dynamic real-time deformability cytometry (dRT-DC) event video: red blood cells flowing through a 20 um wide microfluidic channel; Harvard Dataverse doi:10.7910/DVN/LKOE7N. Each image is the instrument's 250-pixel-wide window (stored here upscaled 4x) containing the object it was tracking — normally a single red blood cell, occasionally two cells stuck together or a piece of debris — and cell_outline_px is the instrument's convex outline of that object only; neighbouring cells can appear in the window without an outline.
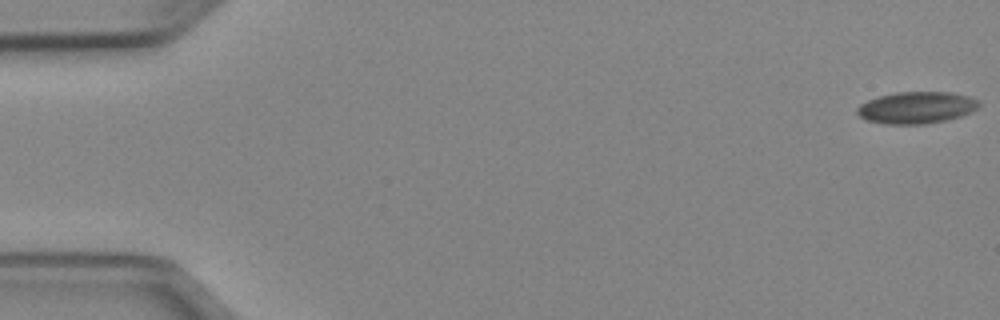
{"species": "Egyptian fruit bat (a non-hibernating species)", "species_latin": "Rousettus aegyptiacus", "temperature_condition": "cold", "stored_images_in_passage": 52, "camera_frame_rate_fps": 3000, "um_per_image_px": 0.085, "animal": {"sex": "female"}, "frame": {"image": 1, "passage_image": 1, "time_ms": 0.0, "image_size_px": [1000, 320], "cell_outline_px": [[980, 104], [972, 112], [960, 116], [944, 120], [924, 124], [884, 124], [864, 120], [856, 112], [856, 108], [860, 104], [868, 100], [880, 96], [896, 92], [952, 92], [968, 96], [980, 100]], "centroid_in_image_um": [77.89, 9.14], "position_along_channel_um": 7.1, "area_um2": 22.66}}
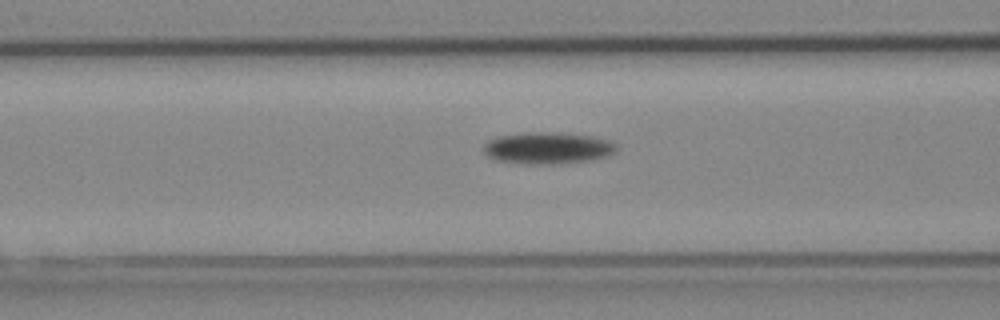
{"frame": {"image": 2, "passage_image": 21, "time_ms": 6.667, "image_size_px": [1000, 320], "cell_outline_px": [[616, 152], [608, 156], [592, 160], [560, 164], [524, 164], [492, 160], [480, 148], [488, 140], [500, 136], [524, 132], [560, 132], [592, 136], [612, 140], [616, 144]], "centroid_in_image_um": [46.55, 12.59], "position_along_channel_um": 120.0, "area_um2": 25.2}}
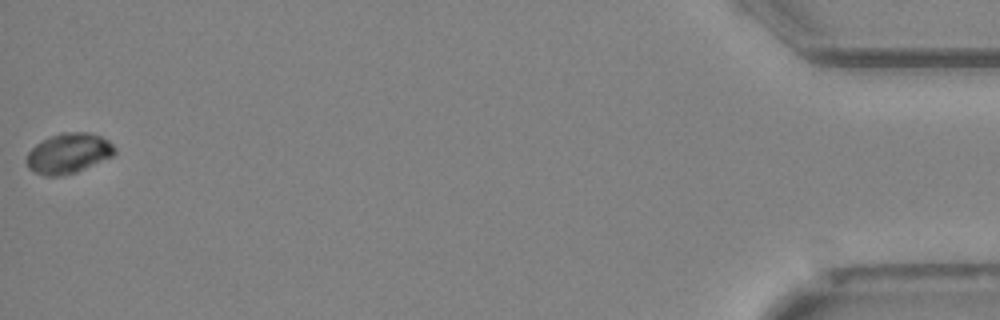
{"frame": {"image": 3, "passage_image": 52, "time_ms": 17.0, "image_size_px": [1000, 320], "cell_outline_px": [[116, 152], [112, 156], [76, 172], [64, 176], [44, 176], [28, 168], [24, 160], [28, 152], [40, 140], [60, 132], [88, 132], [100, 136], [108, 140], [116, 148]], "centroid_in_image_um": [5.78, 13.03], "position_along_channel_um": 429.4, "area_um2": 20.81}, "authors_computed_cell_mechanics": {"area_um2": 22.7154, "velocity_mm_per_s": 3.9054, "shape_relaxation_time_tau1_ms": 3.1083, "shape_relaxation_time_tau2_ms": null, "deformation_change_tau1": 0.0715, "deformation_change_tau2": null}}